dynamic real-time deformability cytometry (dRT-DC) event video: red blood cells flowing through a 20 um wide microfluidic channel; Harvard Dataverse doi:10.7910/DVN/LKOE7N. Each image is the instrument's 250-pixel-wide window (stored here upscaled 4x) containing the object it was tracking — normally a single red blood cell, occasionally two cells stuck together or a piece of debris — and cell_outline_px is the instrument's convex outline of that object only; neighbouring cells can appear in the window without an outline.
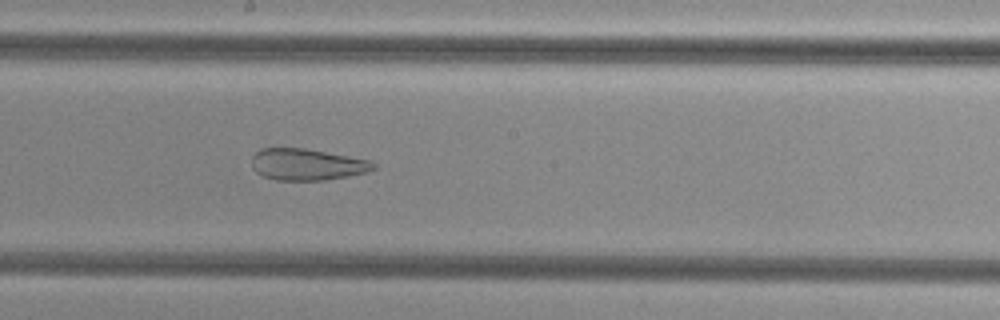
{"species": "common noctule bat (a hibernating species)", "species_latin": "Nyctalus noctula", "temperature_condition": "cold", "stored_images_in_passage": 40, "camera_frame_rate_fps": 3000, "um_per_image_px": 0.085, "animal": {"sex": "female", "body_mass_g": 29.2, "forearm_length_mm": 56.3}, "frame": {"image": 1, "passage_image": 23, "time_ms": 7.333, "image_size_px": [1000, 320], "cell_outline_px": [[376, 168], [368, 172], [348, 176], [324, 180], [276, 180], [264, 176], [256, 172], [252, 168], [252, 156], [260, 148], [304, 148], [372, 160], [376, 164]], "centroid_in_image_um": [26.11, 13.98], "position_along_channel_um": 222.1, "area_um2": 22.48}}
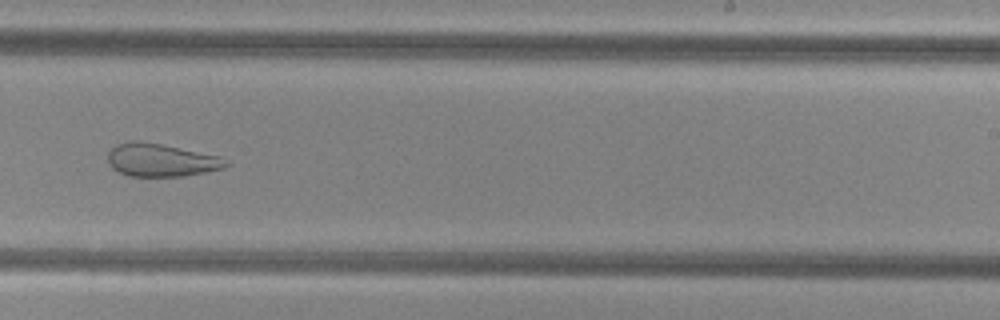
{"frame": {"image": 2, "passage_image": 27, "time_ms": 8.667, "image_size_px": [1000, 320], "cell_outline_px": [[232, 164], [224, 168], [184, 176], [128, 176], [112, 168], [108, 160], [108, 152], [116, 144], [132, 140], [140, 140], [220, 156], [228, 160]], "centroid_in_image_um": [13.7, 13.6], "position_along_channel_um": 275.3, "area_um2": 22.72}}
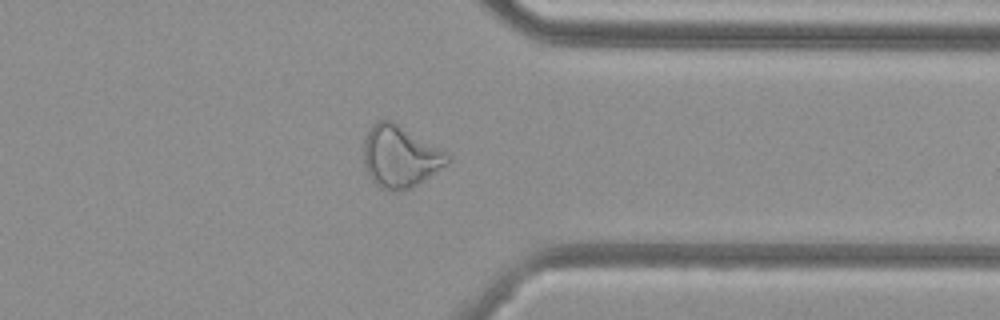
{"frame": {"image": 3, "passage_image": 35, "time_ms": 11.333, "image_size_px": [1000, 320], "cell_outline_px": [[452, 160], [448, 164], [412, 188], [396, 192], [392, 192], [380, 188], [368, 176], [364, 164], [364, 140], [368, 128], [376, 120], [392, 120], [400, 124], [452, 156]], "centroid_in_image_um": [34.0, 13.31], "position_along_channel_um": 377.4, "area_um2": 30.58}}